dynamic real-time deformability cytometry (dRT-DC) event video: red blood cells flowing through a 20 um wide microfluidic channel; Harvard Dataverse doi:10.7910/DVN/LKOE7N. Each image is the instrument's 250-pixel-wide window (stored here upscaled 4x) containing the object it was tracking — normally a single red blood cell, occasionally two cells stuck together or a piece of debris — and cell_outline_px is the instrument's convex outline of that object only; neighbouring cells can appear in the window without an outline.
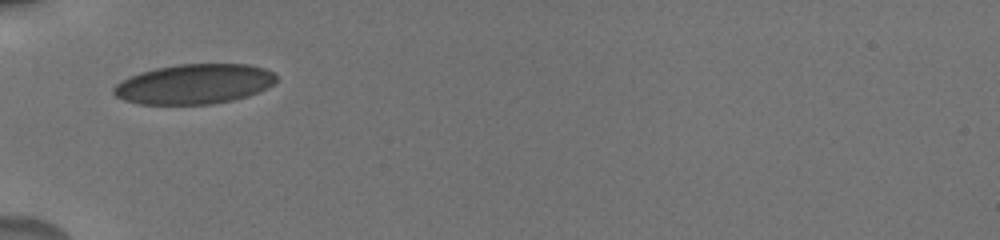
{"species": "human", "species_latin": "Homo sapiens", "temperature_condition": "cold", "stored_images_in_passage": 38, "camera_frame_rate_fps": 3000, "um_per_image_px": 0.085, "donor": {"sex": "male"}, "frame": {"image": 1, "passage_image": 1, "time_ms": 0.0, "image_size_px": [1000, 240], "cell_outline_px": [[276, 80], [268, 88], [248, 96], [232, 100], [212, 104], [140, 104], [124, 100], [116, 96], [112, 92], [112, 88], [116, 84], [128, 76], [140, 72], [156, 68], [176, 64], [248, 64], [264, 68], [272, 72], [276, 76]], "centroid_in_image_um": [16.49, 7.14], "position_along_channel_um": 68.5, "area_um2": 37.92}}
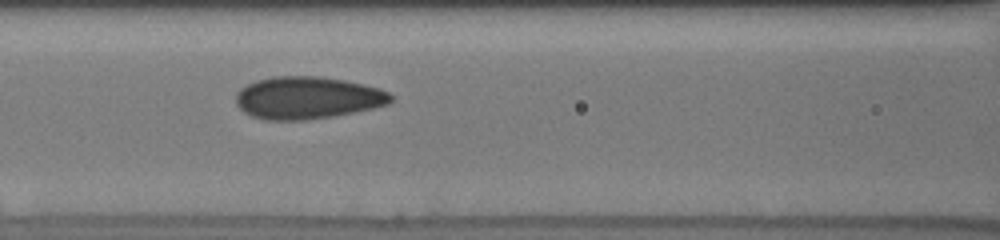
{"frame": {"image": 2, "passage_image": 8, "time_ms": 2.0, "image_size_px": [1000, 240], "cell_outline_px": [[392, 100], [388, 104], [372, 108], [332, 116], [304, 120], [264, 120], [252, 116], [244, 112], [236, 104], [236, 92], [240, 88], [256, 80], [272, 76], [320, 76], [344, 80], [364, 84], [380, 88], [388, 92], [392, 96]], "centroid_in_image_um": [26.1, 8.3], "position_along_channel_um": 140.5, "area_um2": 38.26}}
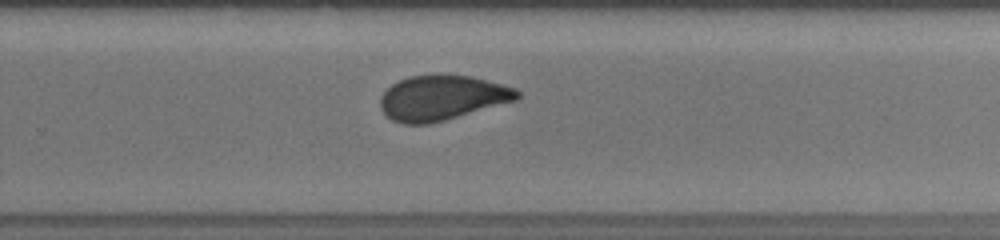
{"frame": {"image": 3, "passage_image": 21, "time_ms": 6.0, "image_size_px": [1000, 240], "cell_outline_px": [[520, 96], [516, 100], [444, 120], [428, 124], [404, 124], [392, 120], [380, 108], [380, 96], [392, 84], [400, 80], [412, 76], [472, 76], [516, 88], [520, 92]], "centroid_in_image_um": [37.57, 8.33], "position_along_channel_um": 292.2, "area_um2": 35.2}, "authors_computed_cell_mechanics": {"area_um2": 36.992, "velocity_mm_per_s": 3.7985, "shape_relaxation_time_tau1_ms": 10.6788, "shape_relaxation_time_tau2_ms": 0.7144, "deformation_change_tau1": 0.176, "deformation_change_tau2": 0.0491}}